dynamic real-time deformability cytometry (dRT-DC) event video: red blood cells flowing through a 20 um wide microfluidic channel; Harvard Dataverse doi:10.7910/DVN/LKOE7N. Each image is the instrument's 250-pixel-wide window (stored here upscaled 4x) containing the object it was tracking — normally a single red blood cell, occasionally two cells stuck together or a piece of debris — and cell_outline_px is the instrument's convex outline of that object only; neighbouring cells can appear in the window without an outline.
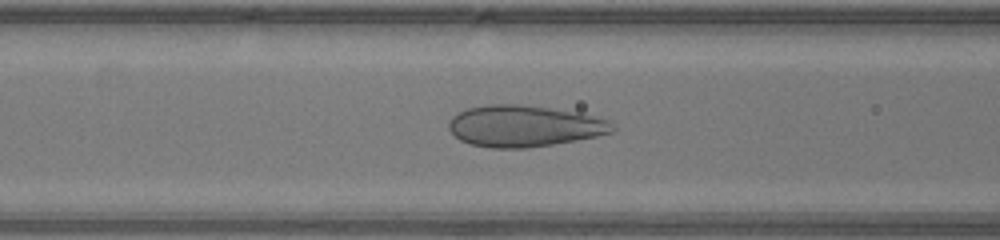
{"species": "human", "species_latin": "Homo sapiens", "temperature_condition": "warm", "stored_images_in_passage": 43, "camera_frame_rate_fps": 3000, "um_per_image_px": 0.085, "donor": {"sex": "male"}, "frame": {"image": 1, "passage_image": 14, "time_ms": 4.333, "image_size_px": [1000, 240], "cell_outline_px": [[616, 132], [576, 140], [528, 148], [492, 148], [472, 144], [460, 140], [448, 128], [448, 124], [452, 116], [468, 108], [488, 104], [520, 104], [580, 112], [612, 120], [616, 128]], "centroid_in_image_um": [44.62, 10.71], "position_along_channel_um": 122.0, "area_um2": 39.77}}
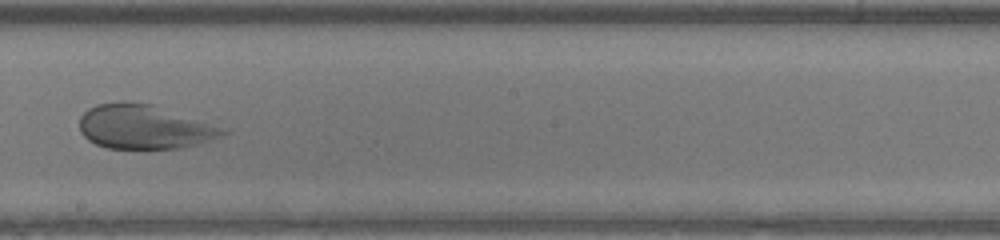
{"frame": {"image": 2, "passage_image": 22, "time_ms": 7.0, "image_size_px": [1000, 240], "cell_outline_px": [[228, 132], [224, 136], [196, 144], [180, 148], [108, 148], [96, 144], [88, 140], [80, 132], [80, 116], [88, 108], [96, 104], [120, 100], [128, 100], [152, 104], [228, 128]], "centroid_in_image_um": [12.27, 10.76], "position_along_channel_um": 235.9, "area_um2": 37.34}}
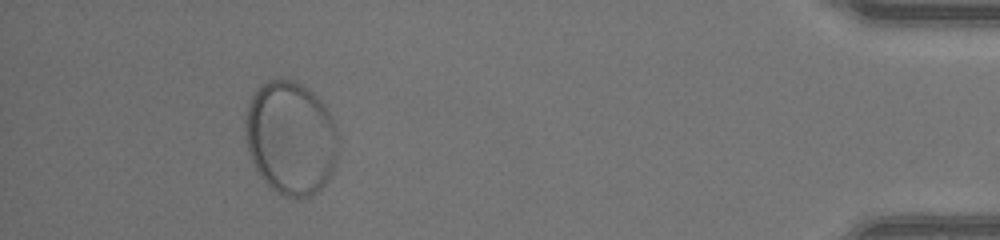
{"frame": {"image": 3, "passage_image": 39, "time_ms": 12.667, "image_size_px": [1000, 240], "cell_outline_px": [[340, 148], [336, 164], [332, 172], [324, 184], [312, 196], [300, 200], [284, 196], [276, 192], [260, 176], [248, 152], [248, 104], [256, 88], [268, 80], [280, 76], [292, 80], [308, 88], [324, 104], [332, 116], [336, 124], [340, 140]], "centroid_in_image_um": [24.78, 11.73], "position_along_channel_um": 410.4, "area_um2": 62.08}}